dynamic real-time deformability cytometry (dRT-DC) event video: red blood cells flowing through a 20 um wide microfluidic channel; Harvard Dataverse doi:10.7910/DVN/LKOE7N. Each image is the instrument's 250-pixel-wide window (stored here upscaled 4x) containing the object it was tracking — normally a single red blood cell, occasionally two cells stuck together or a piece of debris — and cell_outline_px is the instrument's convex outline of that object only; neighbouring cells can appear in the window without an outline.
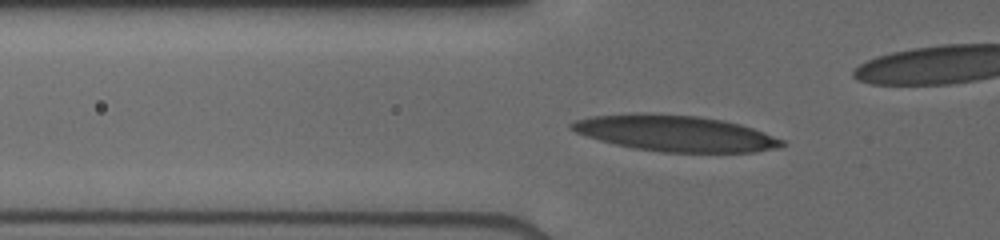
{"species": "human", "species_latin": "Homo sapiens", "temperature_condition": "cold", "stored_images_in_passage": 13, "segment_of_instrument_passage": [1, 2], "camera_frame_rate_fps": 3000, "um_per_image_px": 0.085, "donor": {"sex": "male"}, "frame": {"image": 1, "passage_image": 10, "time_ms": 3.333, "image_size_px": [1000, 240], "cell_outline_px": [[784, 144], [780, 148], [756, 152], [660, 152], [632, 148], [600, 140], [576, 132], [568, 128], [568, 124], [576, 120], [592, 116], [696, 116], [724, 120], [740, 124], [752, 128], [784, 140]], "centroid_in_image_um": [57.48, 11.38], "position_along_channel_um": 68.3, "area_um2": 42.66}}